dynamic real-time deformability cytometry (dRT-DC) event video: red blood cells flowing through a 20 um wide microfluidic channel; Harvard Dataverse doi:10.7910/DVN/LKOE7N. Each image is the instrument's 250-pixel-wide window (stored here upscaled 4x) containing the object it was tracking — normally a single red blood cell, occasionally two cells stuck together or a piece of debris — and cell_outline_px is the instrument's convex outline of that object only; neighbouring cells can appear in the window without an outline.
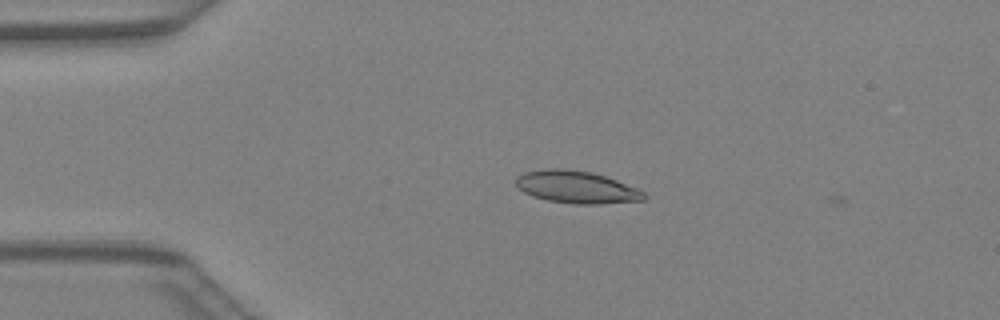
{"species": "Egyptian fruit bat (a non-hibernating species)", "species_latin": "Rousettus aegyptiacus", "temperature_condition": "warm", "stored_images_in_passage": 6, "camera_frame_rate_fps": 3000, "um_per_image_px": 0.085, "animal": {"sex": "female"}, "frame": {"image": 1, "passage_image": 3, "time_ms": 0.667, "image_size_px": [1000, 320], "cell_outline_px": [[648, 196], [644, 200], [596, 204], [572, 204], [548, 200], [532, 196], [516, 188], [516, 176], [524, 172], [548, 168], [560, 168], [588, 172], [604, 176], [616, 180], [636, 188], [644, 192]], "centroid_in_image_um": [48.96, 15.91], "position_along_channel_um": 36.0, "area_um2": 24.04}}